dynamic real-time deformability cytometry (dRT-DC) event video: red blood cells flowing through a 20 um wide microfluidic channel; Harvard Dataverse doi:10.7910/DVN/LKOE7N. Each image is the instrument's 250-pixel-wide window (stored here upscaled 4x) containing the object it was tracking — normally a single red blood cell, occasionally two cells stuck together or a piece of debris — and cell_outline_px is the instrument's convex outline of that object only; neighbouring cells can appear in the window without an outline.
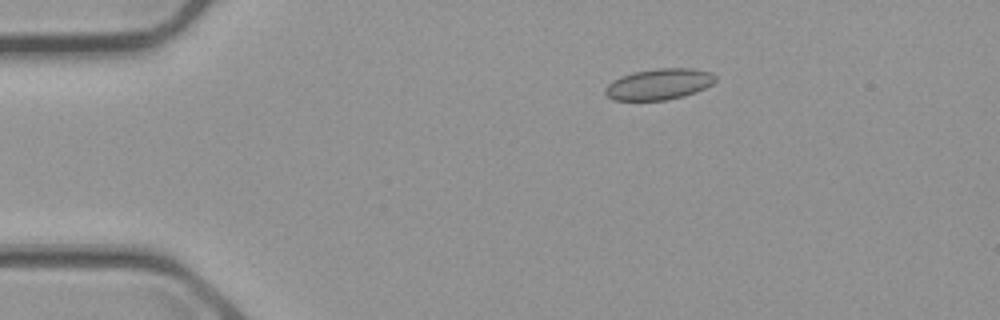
{"species": "common noctule bat (a hibernating species)", "species_latin": "Nyctalus noctula", "temperature_condition": "cold", "stored_images_in_passage": 47, "camera_frame_rate_fps": 3000, "um_per_image_px": 0.085, "animal": {"sex": "male", "body_mass_g": 23.1, "forearm_length_mm": 52.7}, "frame": {"image": 1, "passage_image": 1, "time_ms": 0.0, "image_size_px": [1000, 320], "cell_outline_px": [[716, 80], [712, 84], [696, 92], [684, 96], [664, 100], [616, 100], [608, 96], [604, 92], [604, 88], [612, 80], [632, 72], [656, 68], [692, 68], [712, 72], [716, 76]], "centroid_in_image_um": [56.03, 7.14], "position_along_channel_um": 29.0, "area_um2": 20.0}}
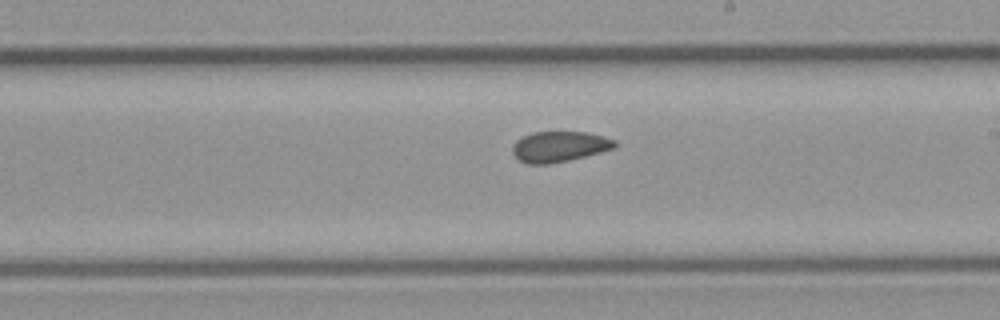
{"frame": {"image": 2, "passage_image": 23, "time_ms": 7.333, "image_size_px": [1000, 320], "cell_outline_px": [[616, 148], [568, 160], [548, 164], [528, 164], [520, 160], [512, 152], [512, 144], [516, 140], [532, 132], [588, 132], [604, 136], [616, 140]], "centroid_in_image_um": [47.55, 12.45], "position_along_channel_um": 241.5, "area_um2": 18.21}}
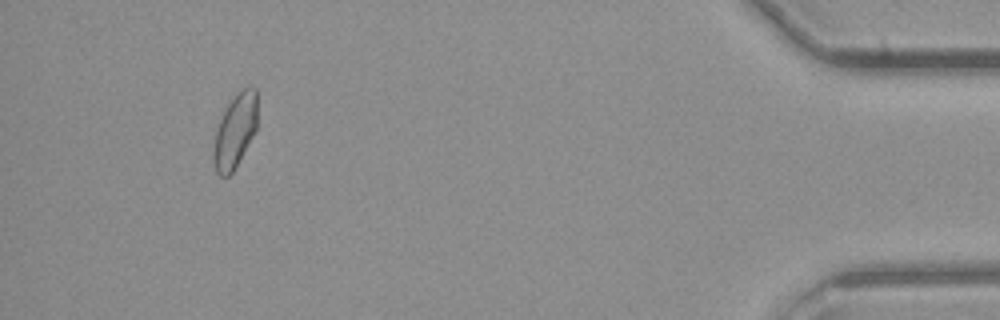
{"frame": {"image": 3, "passage_image": 43, "time_ms": 14.0, "image_size_px": [1000, 320], "cell_outline_px": [[256, 128], [252, 136], [232, 172], [228, 176], [220, 176], [216, 172], [212, 160], [212, 152], [216, 128], [228, 104], [236, 92], [248, 84], [252, 84], [256, 88]], "centroid_in_image_um": [19.95, 11.08], "position_along_channel_um": 415.2, "area_um2": 18.79}, "authors_computed_cell_mechanics": {"area_um2": 18.785, "velocity_mm_per_s": 3.674, "shape_relaxation_time_tau1_ms": null, "shape_relaxation_time_tau2_ms": 2.4939, "deformation_change_tau1": null, "deformation_change_tau2": 0.0529}}